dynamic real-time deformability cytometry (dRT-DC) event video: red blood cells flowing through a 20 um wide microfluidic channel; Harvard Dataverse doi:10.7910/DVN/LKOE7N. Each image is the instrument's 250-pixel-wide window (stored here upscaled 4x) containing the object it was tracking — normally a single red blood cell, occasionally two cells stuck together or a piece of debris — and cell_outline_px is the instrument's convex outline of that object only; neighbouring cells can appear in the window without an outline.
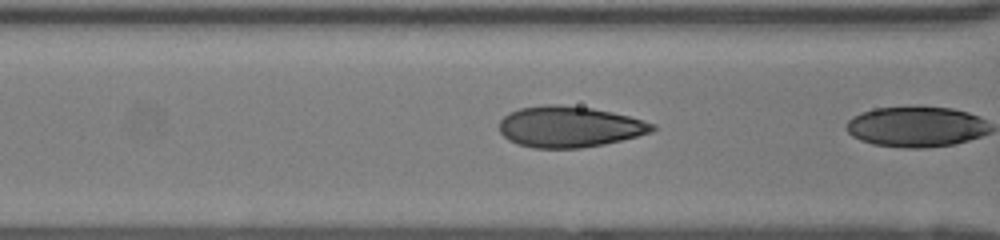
{"species": "human", "species_latin": "Homo sapiens", "temperature_condition": "room temperature", "stored_images_in_passage": 14, "camera_frame_rate_fps": 3000, "um_per_image_px": 0.085, "donor": {"sex": "female"}, "frame": {"image": 1, "passage_image": 13, "time_ms": 4.0, "image_size_px": [1000, 240], "cell_outline_px": [[656, 128], [652, 132], [604, 144], [580, 148], [532, 148], [508, 140], [500, 132], [500, 120], [508, 112], [520, 108], [544, 104], [556, 104], [592, 108], [612, 112], [628, 116], [656, 124]], "centroid_in_image_um": [48.38, 10.77], "position_along_channel_um": 118.2, "area_um2": 36.53}}